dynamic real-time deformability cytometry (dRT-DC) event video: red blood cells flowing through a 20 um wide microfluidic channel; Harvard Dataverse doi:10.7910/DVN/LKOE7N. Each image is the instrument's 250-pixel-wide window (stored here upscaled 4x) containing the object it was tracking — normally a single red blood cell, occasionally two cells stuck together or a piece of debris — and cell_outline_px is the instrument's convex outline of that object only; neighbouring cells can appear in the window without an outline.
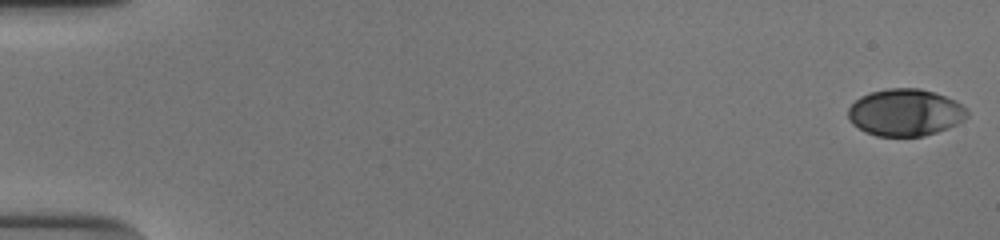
{"species": "human", "species_latin": "Homo sapiens", "temperature_condition": "cold", "stored_images_in_passage": 53, "camera_frame_rate_fps": 3000, "um_per_image_px": 0.085, "donor": {"sex": "male"}, "frame": {"image": 1, "passage_image": 1, "time_ms": 0.0, "image_size_px": [1000, 240], "cell_outline_px": [[968, 116], [964, 120], [948, 128], [924, 136], [876, 136], [864, 132], [852, 124], [848, 116], [848, 108], [860, 96], [868, 92], [888, 88], [920, 88], [936, 92], [956, 100], [968, 112]], "centroid_in_image_um": [76.93, 9.55], "position_along_channel_um": 8.1, "area_um2": 32.89}}
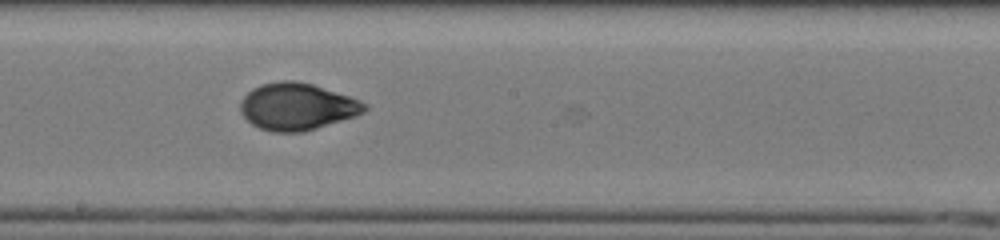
{"frame": {"image": 2, "passage_image": 31, "time_ms": 10.0, "image_size_px": [1000, 240], "cell_outline_px": [[368, 108], [364, 112], [356, 116], [304, 132], [272, 132], [260, 128], [252, 124], [240, 112], [240, 100], [252, 88], [260, 84], [280, 80], [292, 80], [312, 84], [360, 100], [368, 104]], "centroid_in_image_um": [25.24, 9.06], "position_along_channel_um": 223.0, "area_um2": 34.1}}
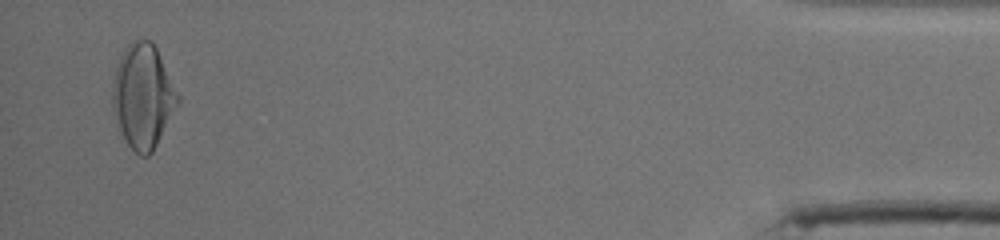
{"frame": {"image": 3, "passage_image": 52, "time_ms": 17.0, "image_size_px": [1000, 240], "cell_outline_px": [[180, 104], [152, 152], [148, 156], [140, 156], [128, 144], [112, 112], [112, 88], [116, 68], [120, 56], [124, 48], [132, 40], [148, 40], [156, 48], [180, 96]], "centroid_in_image_um": [12.16, 8.19], "position_along_channel_um": 423.0, "area_um2": 39.42}, "authors_computed_cell_mechanics": {"area_um2": 33.3506, "velocity_mm_per_s": 3.8941, "shape_relaxation_time_tau1_ms": 3.226, "shape_relaxation_time_tau2_ms": 1.0835, "deformation_change_tau1": 0.1497, "deformation_change_tau2": 0.0494}}